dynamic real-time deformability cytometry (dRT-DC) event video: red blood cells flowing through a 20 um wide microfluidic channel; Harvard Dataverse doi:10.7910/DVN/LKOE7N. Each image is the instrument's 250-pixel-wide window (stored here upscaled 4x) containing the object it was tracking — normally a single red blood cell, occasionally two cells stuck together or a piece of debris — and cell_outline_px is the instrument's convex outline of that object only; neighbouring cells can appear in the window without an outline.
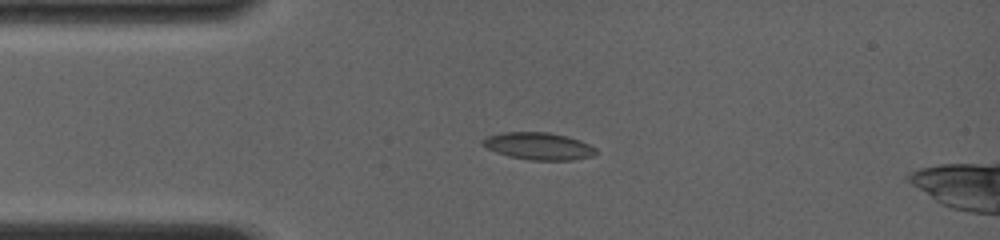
{"species": "common noctule bat (a hibernating species)", "species_latin": "Nyctalus noctula", "temperature_condition": "room temperature", "stored_images_in_passage": 11, "camera_frame_rate_fps": 4000, "um_per_image_px": 0.085, "animal": {"sex": "female", "body_mass_g": 19.0, "forearm_length_mm": 56.7}, "frame": {"image": 1, "passage_image": 10, "time_ms": 3.25, "image_size_px": [1000, 240], "cell_outline_px": [[600, 152], [592, 156], [572, 160], [528, 160], [508, 156], [496, 152], [480, 144], [480, 140], [488, 136], [504, 132], [548, 132], [568, 136], [580, 140], [596, 148]], "centroid_in_image_um": [45.79, 12.42], "position_along_channel_um": 39.2, "area_um2": 18.15}}